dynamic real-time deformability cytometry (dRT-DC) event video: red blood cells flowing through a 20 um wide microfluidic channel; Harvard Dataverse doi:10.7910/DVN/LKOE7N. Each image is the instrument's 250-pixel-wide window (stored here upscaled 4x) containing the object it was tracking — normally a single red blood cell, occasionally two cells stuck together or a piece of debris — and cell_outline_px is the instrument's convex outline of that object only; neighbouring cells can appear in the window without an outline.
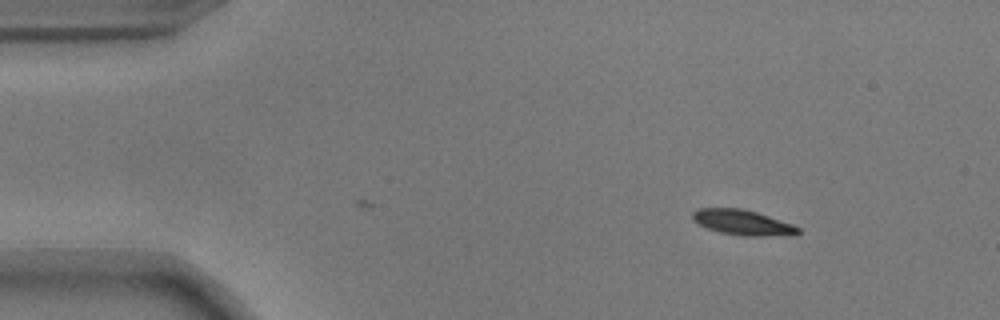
{"species": "common noctule bat (a hibernating species)", "species_latin": "Nyctalus noctula", "temperature_condition": "warm", "stored_images_in_passage": 42, "camera_frame_rate_fps": 3000, "um_per_image_px": 0.085, "animal": {"sex": "male", "body_mass_g": 17.9}, "frame": {"image": 1, "passage_image": 1, "time_ms": 0.0, "image_size_px": [1000, 320], "cell_outline_px": [[800, 232], [796, 236], [744, 236], [720, 232], [708, 228], [692, 220], [692, 212], [696, 208], [740, 208], [756, 212], [792, 224], [800, 228]], "centroid_in_image_um": [63.15, 18.92], "position_along_channel_um": 21.8, "area_um2": 15.61}}
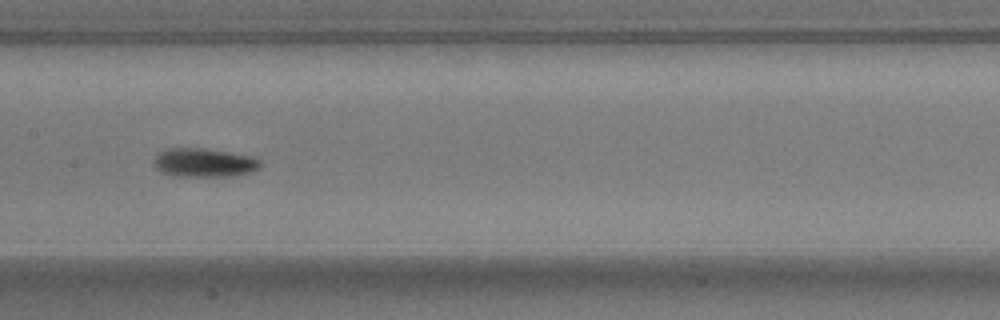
{"frame": {"image": 2, "passage_image": 21, "time_ms": 6.667, "image_size_px": [1000, 320], "cell_outline_px": [[264, 164], [260, 168], [252, 172], [236, 176], [172, 176], [160, 172], [152, 164], [152, 160], [160, 152], [168, 148], [204, 148], [252, 156], [260, 160]], "centroid_in_image_um": [17.36, 13.83], "position_along_channel_um": 190.0, "area_um2": 18.21}}
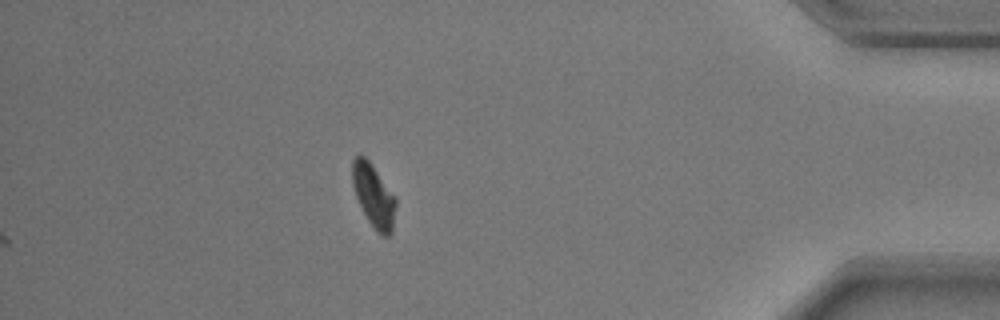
{"frame": {"image": 3, "passage_image": 42, "time_ms": 13.667, "image_size_px": [1000, 320], "cell_outline_px": [[396, 204], [392, 232], [388, 236], [384, 236], [376, 232], [368, 220], [356, 196], [352, 184], [352, 160], [356, 156], [364, 156], [368, 160], [396, 196]], "centroid_in_image_um": [31.77, 16.65], "position_along_channel_um": 403.4, "area_um2": 15.84}, "authors_computed_cell_mechanics": {"area_um2": 16.5886, "velocity_mm_per_s": 3.6927, "shape_relaxation_time_tau1_ms": 2.8355, "shape_relaxation_time_tau2_ms": 5.9851, "deformation_change_tau1": 0.1528, "deformation_change_tau2": 0.0771}}